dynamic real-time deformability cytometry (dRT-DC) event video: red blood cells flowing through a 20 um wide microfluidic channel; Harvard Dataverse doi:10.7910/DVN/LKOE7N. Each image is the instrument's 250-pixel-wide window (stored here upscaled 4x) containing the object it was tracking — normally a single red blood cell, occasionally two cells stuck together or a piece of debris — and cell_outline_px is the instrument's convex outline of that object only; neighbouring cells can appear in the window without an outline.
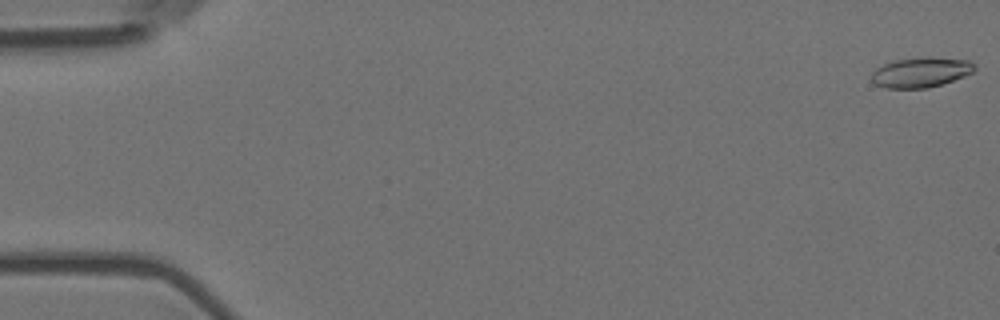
{"species": "Egyptian fruit bat (a non-hibernating species)", "species_latin": "Rousettus aegyptiacus", "temperature_condition": "room temperature", "stored_images_in_passage": 8, "camera_frame_rate_fps": 3000, "um_per_image_px": 0.085, "animal": {"sex": "female"}, "frame": {"image": 1, "passage_image": 1, "time_ms": 0.0, "image_size_px": [1000, 320], "cell_outline_px": [[976, 68], [972, 72], [964, 76], [928, 88], [884, 88], [876, 84], [872, 80], [872, 72], [876, 68], [884, 64], [896, 60], [920, 56], [928, 56], [968, 60], [976, 64]], "centroid_in_image_um": [78.28, 6.13], "position_along_channel_um": 6.7, "area_um2": 18.09}}